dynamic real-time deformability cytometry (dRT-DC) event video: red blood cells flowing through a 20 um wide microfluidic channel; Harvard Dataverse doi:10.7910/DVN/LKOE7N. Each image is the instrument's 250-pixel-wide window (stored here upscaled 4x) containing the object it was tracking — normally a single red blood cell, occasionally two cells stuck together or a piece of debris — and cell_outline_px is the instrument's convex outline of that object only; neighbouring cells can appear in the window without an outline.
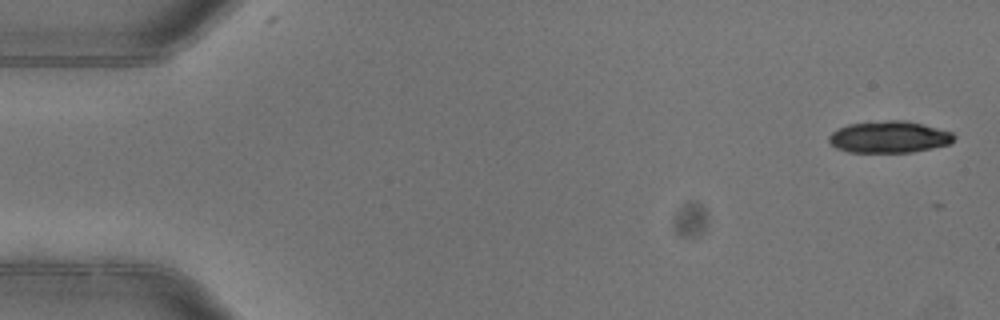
{"species": "common noctule bat (a hibernating species)", "species_latin": "Nyctalus noctula", "temperature_condition": "warm", "stored_images_in_passage": 6, "camera_frame_rate_fps": 3000, "um_per_image_px": 0.085, "animal": {"sex": "female"}, "frame": {"image": 1, "passage_image": 1, "time_ms": 0.0, "image_size_px": [1000, 320], "cell_outline_px": [[956, 136], [948, 144], [932, 148], [912, 152], [848, 152], [836, 148], [828, 140], [828, 136], [836, 128], [848, 124], [888, 120], [904, 120], [924, 124], [952, 132]], "centroid_in_image_um": [75.55, 11.64], "position_along_channel_um": 9.4, "area_um2": 23.18}}